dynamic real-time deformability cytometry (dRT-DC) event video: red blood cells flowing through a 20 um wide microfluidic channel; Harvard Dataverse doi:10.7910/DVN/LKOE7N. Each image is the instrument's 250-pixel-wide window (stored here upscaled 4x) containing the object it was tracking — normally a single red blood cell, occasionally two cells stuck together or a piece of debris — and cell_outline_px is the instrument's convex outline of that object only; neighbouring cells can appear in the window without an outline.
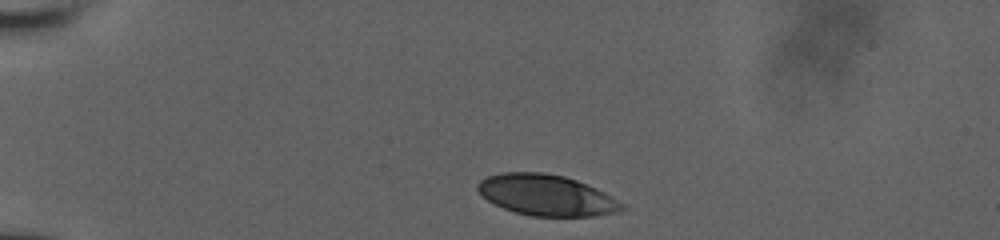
{"species": "human", "species_latin": "Homo sapiens", "temperature_condition": "room temperature", "stored_images_in_passage": 36, "camera_frame_rate_fps": 3000, "um_per_image_px": 0.085, "donor": {"sex": "male"}, "frame": {"image": 1, "passage_image": 1, "time_ms": 0.0, "image_size_px": [1000, 240], "cell_outline_px": [[624, 208], [616, 212], [592, 216], [532, 216], [516, 212], [504, 208], [488, 200], [476, 188], [476, 184], [480, 180], [488, 176], [504, 172], [544, 172], [564, 176], [576, 180], [596, 188], [604, 192], [624, 204]], "centroid_in_image_um": [46.44, 16.58], "position_along_channel_um": 38.6, "area_um2": 34.1}}
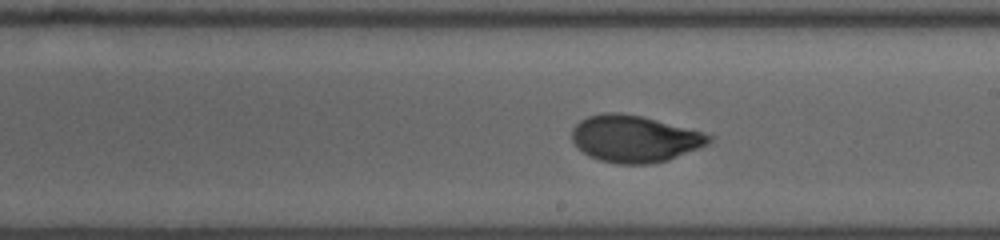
{"frame": {"image": 2, "passage_image": 21, "time_ms": 6.667, "image_size_px": [1000, 240], "cell_outline_px": [[712, 140], [708, 144], [700, 148], [668, 160], [652, 164], [616, 164], [600, 160], [588, 156], [572, 140], [572, 128], [580, 120], [588, 116], [604, 112], [616, 112], [640, 116], [700, 132], [712, 136]], "centroid_in_image_um": [53.91, 11.81], "position_along_channel_um": 235.1, "area_um2": 37.05}}
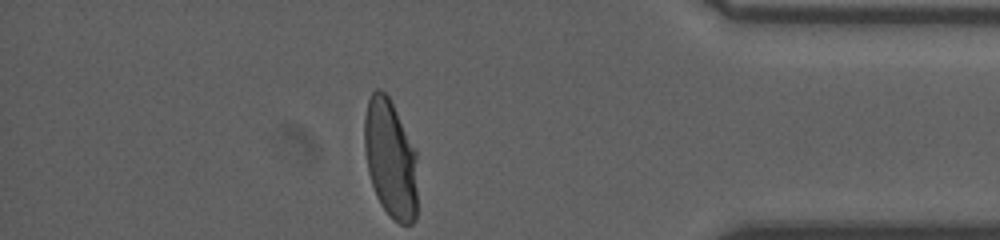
{"frame": {"image": 3, "passage_image": 36, "time_ms": 11.667, "image_size_px": [1000, 240], "cell_outline_px": [[416, 220], [412, 224], [400, 224], [392, 220], [388, 216], [380, 204], [376, 196], [368, 172], [364, 148], [364, 116], [368, 100], [372, 92], [376, 88], [380, 88], [388, 96], [416, 148]], "centroid_in_image_um": [33.18, 13.51], "position_along_channel_um": 402.0, "area_um2": 37.11}, "authors_computed_cell_mechanics": {"area_um2": 37.1076, "velocity_mm_per_s": 3.8775, "shape_relaxation_time_tau1_ms": 4.2718, "shape_relaxation_time_tau2_ms": null, "deformation_change_tau1": 0.1789, "deformation_change_tau2": null}}